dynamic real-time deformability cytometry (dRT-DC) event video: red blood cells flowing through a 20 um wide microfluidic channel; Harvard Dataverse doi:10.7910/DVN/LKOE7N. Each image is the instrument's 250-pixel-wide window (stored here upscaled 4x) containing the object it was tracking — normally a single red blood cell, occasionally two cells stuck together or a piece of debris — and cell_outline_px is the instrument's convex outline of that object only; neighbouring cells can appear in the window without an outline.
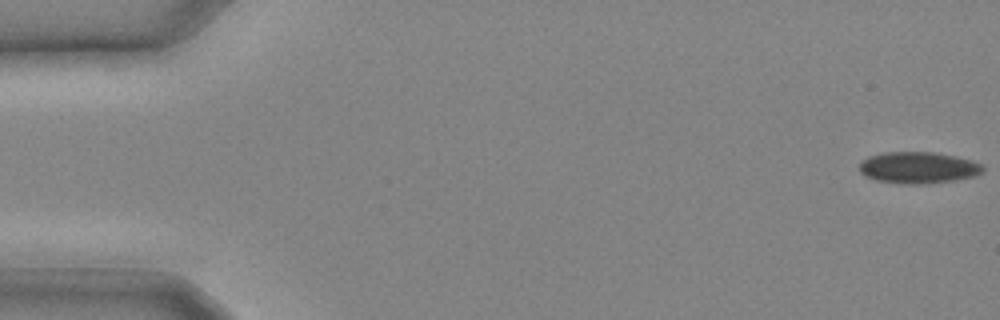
{"species": "common noctule bat (a hibernating species)", "species_latin": "Nyctalus noctula", "temperature_condition": "cold", "stored_images_in_passage": 21, "camera_frame_rate_fps": 3000, "um_per_image_px": 0.085, "animal": {"sex": "male", "body_mass_g": 20.4}, "frame": {"image": 1, "passage_image": 1, "time_ms": 0.0, "image_size_px": [1000, 320], "cell_outline_px": [[984, 172], [972, 176], [952, 180], [924, 184], [904, 184], [876, 180], [864, 176], [860, 172], [860, 160], [868, 156], [884, 152], [932, 152], [956, 156], [972, 160], [984, 164]], "centroid_in_image_um": [78.04, 14.24], "position_along_channel_um": 7.0, "area_um2": 22.83}}
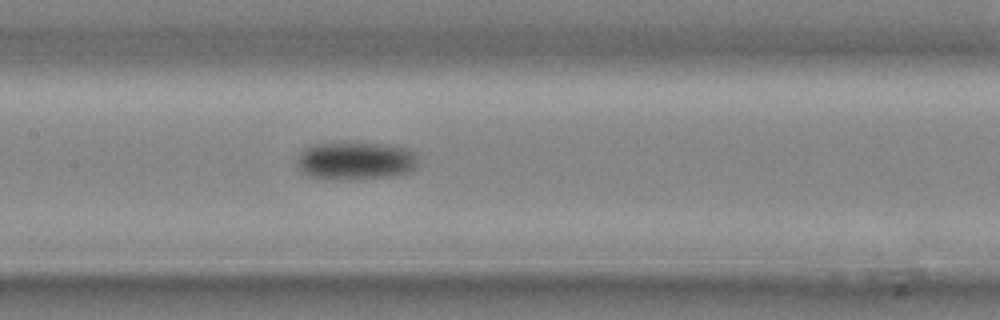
{"frame": {"image": 2, "passage_image": 14, "time_ms": 4.333, "image_size_px": [1000, 320], "cell_outline_px": [[416, 168], [408, 172], [392, 176], [336, 180], [312, 176], [300, 172], [296, 164], [296, 160], [300, 152], [304, 148], [312, 144], [344, 140], [348, 140], [388, 144], [412, 148], [416, 152]], "centroid_in_image_um": [30.2, 13.6], "position_along_channel_um": 177.2, "area_um2": 27.92}}
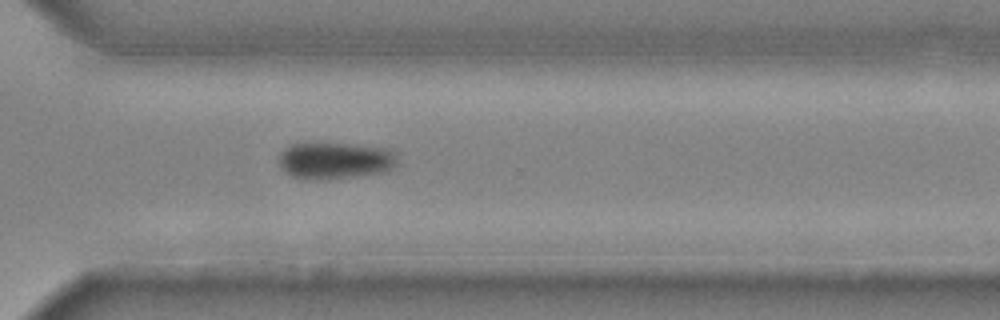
{"frame": {"image": 3, "passage_image": 21, "time_ms": 6.667, "image_size_px": [1000, 320], "cell_outline_px": [[396, 164], [392, 168], [384, 172], [332, 180], [304, 180], [292, 176], [280, 168], [280, 152], [284, 148], [292, 144], [308, 140], [320, 140], [356, 144], [388, 148], [396, 152]], "centroid_in_image_um": [28.44, 13.61], "position_along_channel_um": 342.2, "area_um2": 26.82}}